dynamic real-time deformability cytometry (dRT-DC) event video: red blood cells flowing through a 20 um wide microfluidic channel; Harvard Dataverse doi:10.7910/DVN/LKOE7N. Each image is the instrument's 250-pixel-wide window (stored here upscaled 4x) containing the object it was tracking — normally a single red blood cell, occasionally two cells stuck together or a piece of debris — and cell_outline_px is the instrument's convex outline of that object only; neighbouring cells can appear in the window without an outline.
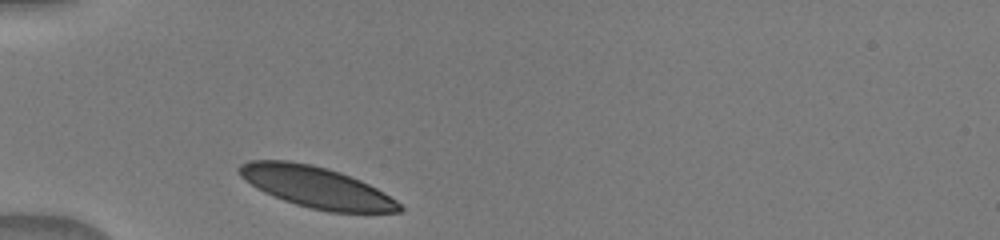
{"species": "human", "species_latin": "Homo sapiens", "temperature_condition": "warm", "stored_images_in_passage": 29, "camera_frame_rate_fps": 3000, "um_per_image_px": 0.085, "donor": {"sex": "male"}, "frame": {"image": 1, "passage_image": 1, "time_ms": 0.0, "image_size_px": [1000, 240], "cell_outline_px": [[404, 208], [400, 212], [332, 212], [312, 208], [296, 204], [284, 200], [264, 192], [256, 188], [244, 180], [240, 176], [236, 168], [240, 164], [248, 160], [288, 160], [312, 164], [340, 172], [360, 180], [384, 192], [396, 200]], "centroid_in_image_um": [26.85, 15.89], "position_along_channel_um": 58.1, "area_um2": 38.32}}
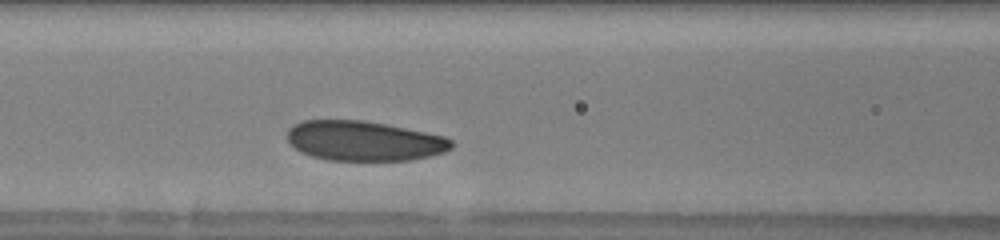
{"frame": {"image": 2, "passage_image": 8, "time_ms": 2.333, "image_size_px": [1000, 240], "cell_outline_px": [[452, 148], [444, 152], [428, 156], [408, 160], [328, 160], [312, 156], [300, 152], [288, 140], [288, 128], [292, 124], [304, 120], [364, 120], [444, 136], [452, 140]], "centroid_in_image_um": [30.91, 11.97], "position_along_channel_um": 135.7, "area_um2": 37.86}}
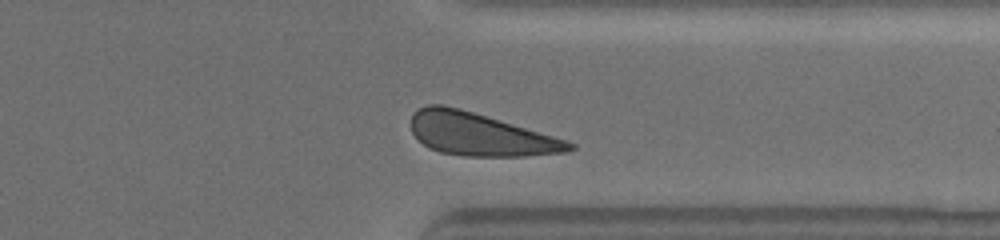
{"frame": {"image": 3, "passage_image": 26, "time_ms": 8.333, "image_size_px": [1000, 240], "cell_outline_px": [[576, 148], [568, 152], [524, 156], [460, 156], [440, 152], [428, 148], [412, 132], [412, 112], [416, 108], [428, 104], [444, 104], [460, 108], [552, 136], [576, 144]], "centroid_in_image_um": [40.75, 11.42], "position_along_channel_um": 370.6, "area_um2": 39.19}}